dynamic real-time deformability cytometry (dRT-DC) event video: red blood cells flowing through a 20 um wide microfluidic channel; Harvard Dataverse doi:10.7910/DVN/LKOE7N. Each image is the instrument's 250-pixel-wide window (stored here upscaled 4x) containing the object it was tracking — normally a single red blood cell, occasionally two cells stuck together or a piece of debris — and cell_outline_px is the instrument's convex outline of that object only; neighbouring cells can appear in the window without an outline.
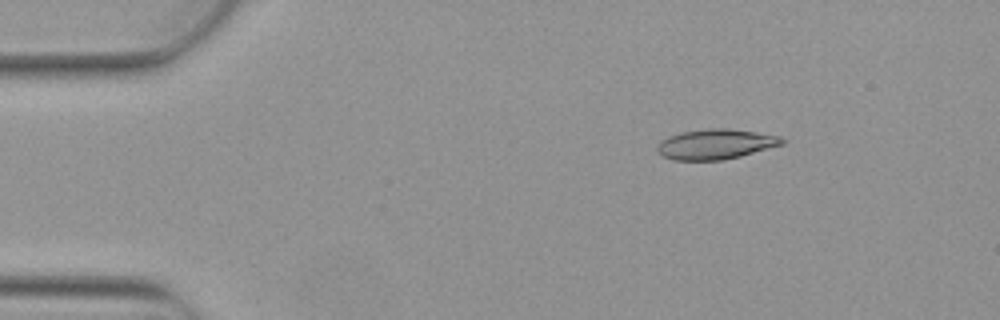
{"species": "Egyptian fruit bat (a non-hibernating species)", "species_latin": "Rousettus aegyptiacus", "temperature_condition": "warm", "stored_images_in_passage": 4, "camera_frame_rate_fps": 3000, "um_per_image_px": 0.085, "animal": {"sex": "female"}, "frame": {"image": 1, "passage_image": 2, "time_ms": 0.333, "image_size_px": [1000, 320], "cell_outline_px": [[788, 140], [784, 144], [740, 156], [724, 160], [672, 160], [664, 156], [656, 148], [656, 144], [660, 140], [668, 136], [684, 132], [708, 128], [728, 128], [756, 132], [780, 136]], "centroid_in_image_um": [60.85, 12.25], "position_along_channel_um": 24.2, "area_um2": 21.96}}